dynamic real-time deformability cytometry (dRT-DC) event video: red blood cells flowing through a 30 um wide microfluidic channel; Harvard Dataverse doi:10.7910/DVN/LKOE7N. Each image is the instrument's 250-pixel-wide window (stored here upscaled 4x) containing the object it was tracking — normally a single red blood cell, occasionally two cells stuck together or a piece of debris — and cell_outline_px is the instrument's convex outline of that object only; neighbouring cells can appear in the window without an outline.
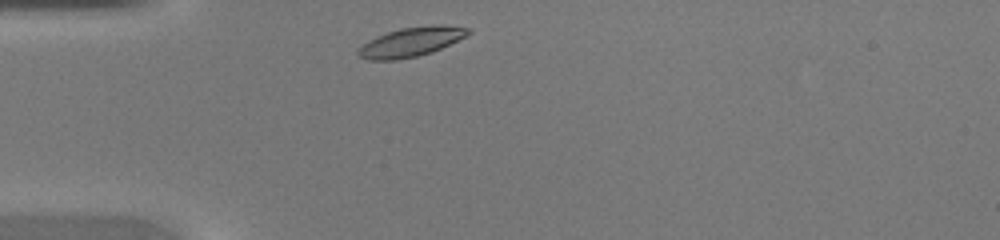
{"species": "common noctule bat (a hibernating species)", "species_latin": "Nyctalus noctula", "temperature_condition": "warm", "stored_images_in_passage": 27, "camera_frame_rate_fps": 3000, "um_per_image_px": 0.085, "animal": {"sex": "female", "body_mass_g": 20.0, "forearm_length_mm": 54.0}, "frame": {"image": 1, "passage_image": 1, "time_ms": 0.0, "image_size_px": [1000, 240], "cell_outline_px": [[472, 32], [432, 52], [416, 56], [396, 60], [368, 60], [360, 56], [356, 52], [368, 40], [376, 36], [400, 28], [472, 28]], "centroid_in_image_um": [34.8, 3.63], "position_along_channel_um": 50.2, "area_um2": 17.51}}
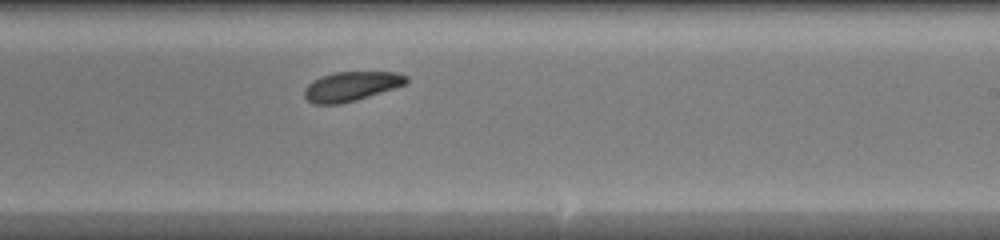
{"frame": {"image": 2, "passage_image": 16, "time_ms": 5.0, "image_size_px": [1000, 240], "cell_outline_px": [[408, 84], [396, 88], [356, 100], [340, 104], [312, 104], [304, 96], [304, 88], [312, 80], [320, 76], [336, 72], [396, 72], [408, 76]], "centroid_in_image_um": [29.86, 7.33], "position_along_channel_um": 259.1, "area_um2": 17.69}}
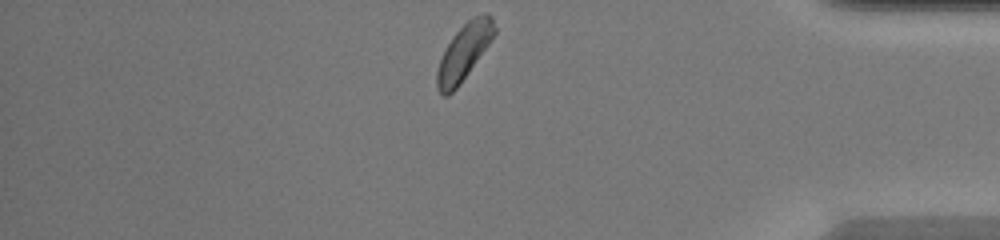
{"frame": {"image": 3, "passage_image": 27, "time_ms": 8.667, "image_size_px": [1000, 240], "cell_outline_px": [[496, 32], [488, 44], [460, 84], [448, 96], [444, 96], [436, 88], [436, 72], [440, 60], [452, 36], [472, 16], [484, 12], [488, 12], [492, 16], [496, 28]], "centroid_in_image_um": [39.44, 4.4], "position_along_channel_um": 395.8, "area_um2": 18.61}}